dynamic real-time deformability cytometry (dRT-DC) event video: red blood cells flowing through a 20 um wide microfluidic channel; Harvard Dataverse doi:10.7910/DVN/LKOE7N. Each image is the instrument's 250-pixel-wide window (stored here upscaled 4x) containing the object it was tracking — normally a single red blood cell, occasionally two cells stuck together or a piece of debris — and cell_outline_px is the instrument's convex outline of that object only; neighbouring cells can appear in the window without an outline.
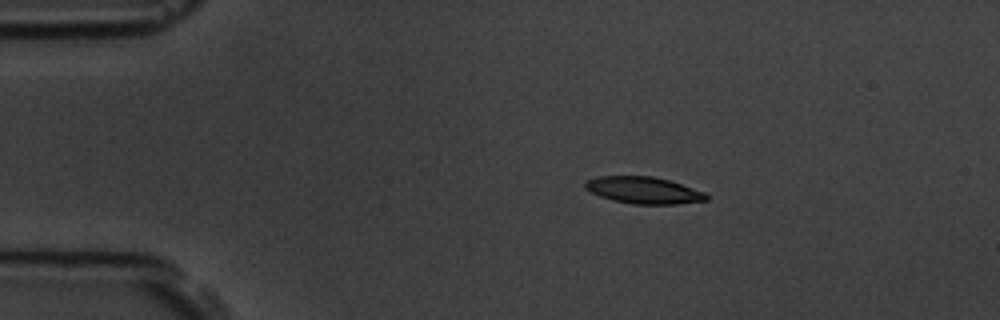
{"species": "common noctule bat (a hibernating species)", "species_latin": "Nyctalus noctula", "temperature_condition": "room temperature", "stored_images_in_passage": 4, "camera_frame_rate_fps": 3000, "um_per_image_px": 0.085, "animal": {"sex": "male", "body_mass_g": 19.5, "forearm_length_mm": 54.6}, "frame": {"image": 1, "passage_image": 3, "time_ms": 3.0, "image_size_px": [1000, 320], "cell_outline_px": [[708, 200], [676, 204], [632, 204], [612, 200], [600, 196], [584, 188], [584, 180], [596, 176], [652, 176], [668, 180], [704, 192], [708, 196]], "centroid_in_image_um": [54.65, 16.17], "position_along_channel_um": 30.3, "area_um2": 18.9}}